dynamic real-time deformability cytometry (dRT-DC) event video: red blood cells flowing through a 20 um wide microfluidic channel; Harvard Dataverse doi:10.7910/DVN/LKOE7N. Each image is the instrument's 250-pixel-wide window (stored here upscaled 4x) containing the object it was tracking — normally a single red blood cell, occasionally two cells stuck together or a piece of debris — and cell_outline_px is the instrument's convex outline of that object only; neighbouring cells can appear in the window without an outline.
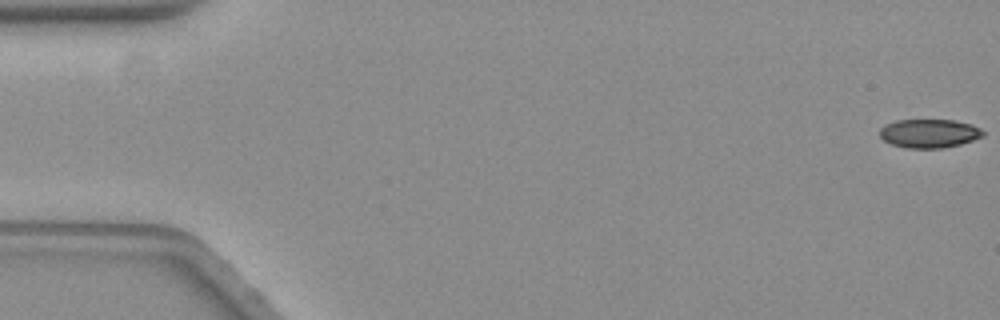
{"species": "common noctule bat (a hibernating species)", "species_latin": "Nyctalus noctula", "temperature_condition": "warm", "stored_images_in_passage": 59, "camera_frame_rate_fps": 3000, "um_per_image_px": 0.085, "animal": {"sex": "female", "body_mass_g": 19.3, "forearm_length_mm": 54.1}, "frame": {"image": 1, "passage_image": 1, "time_ms": 0.0, "image_size_px": [1000, 320], "cell_outline_px": [[984, 136], [960, 144], [940, 148], [908, 148], [892, 144], [884, 140], [880, 136], [880, 128], [896, 120], [952, 120], [972, 124], [980, 128], [984, 132]], "centroid_in_image_um": [79.0, 11.33], "position_along_channel_um": 6.0, "area_um2": 17.11}}
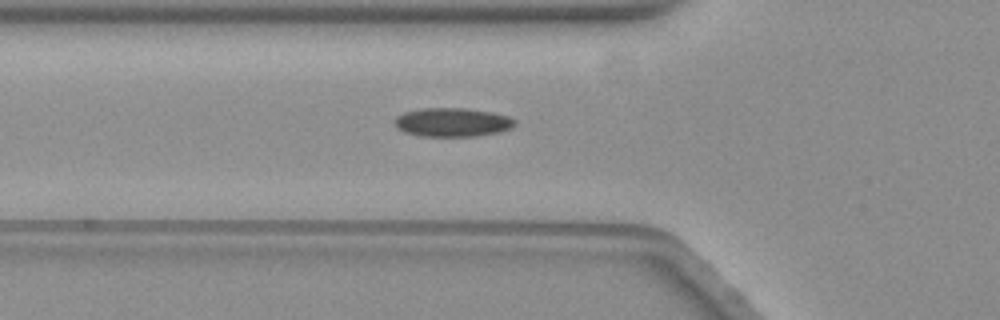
{"frame": {"image": 2, "passage_image": 21, "time_ms": 6.667, "image_size_px": [1000, 320], "cell_outline_px": [[516, 124], [512, 128], [500, 132], [476, 136], [420, 136], [404, 132], [396, 128], [392, 120], [396, 116], [404, 112], [424, 108], [464, 108], [492, 112], [508, 116], [516, 120]], "centroid_in_image_um": [38.44, 10.39], "position_along_channel_um": 87.4, "area_um2": 20.4}}
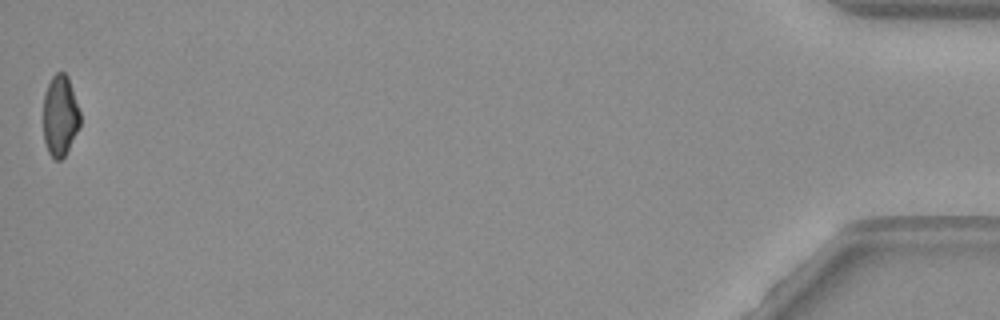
{"frame": {"image": 3, "passage_image": 59, "time_ms": 19.333, "image_size_px": [1000, 320], "cell_outline_px": [[80, 124], [64, 156], [60, 160], [56, 160], [48, 152], [44, 140], [44, 92], [52, 76], [56, 72], [64, 72], [68, 76], [80, 112]], "centroid_in_image_um": [5.1, 9.8], "position_along_channel_um": 430.1, "area_um2": 17.17}, "authors_computed_cell_mechanics": {"area_um2": 19.0162, "velocity_mm_per_s": 3.5222, "shape_relaxation_time_tau1_ms": null, "shape_relaxation_time_tau2_ms": 4.2741, "deformation_change_tau1": null, "deformation_change_tau2": 0.0864}}